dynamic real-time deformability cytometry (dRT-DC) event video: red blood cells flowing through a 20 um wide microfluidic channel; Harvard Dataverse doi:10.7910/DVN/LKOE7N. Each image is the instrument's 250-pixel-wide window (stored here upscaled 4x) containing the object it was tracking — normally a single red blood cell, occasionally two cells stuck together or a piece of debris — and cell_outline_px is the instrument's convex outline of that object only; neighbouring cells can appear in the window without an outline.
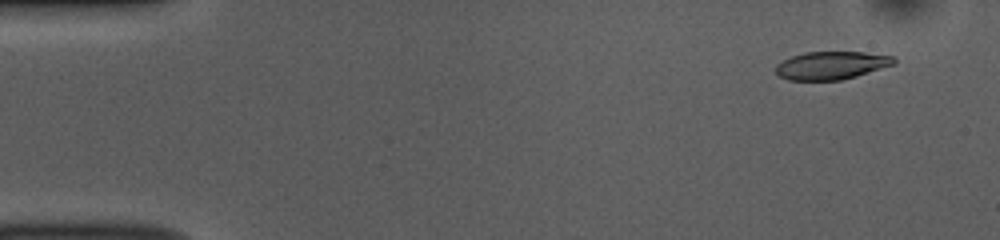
{"species": "common noctule bat (a hibernating species)", "species_latin": "Nyctalus noctula", "temperature_condition": "room temperature", "stored_images_in_passage": 49, "camera_frame_rate_fps": 3000, "um_per_image_px": 0.085, "animal": {"sex": "female", "body_mass_g": 10.0, "forearm_length_mm": 53.1}, "frame": {"image": 1, "passage_image": 1, "time_ms": 0.0, "image_size_px": [1000, 240], "cell_outline_px": [[896, 64], [856, 76], [840, 80], [788, 80], [780, 76], [776, 72], [776, 64], [792, 56], [804, 52], [864, 52], [896, 56]], "centroid_in_image_um": [70.7, 5.55], "position_along_channel_um": 14.3, "area_um2": 19.31}}
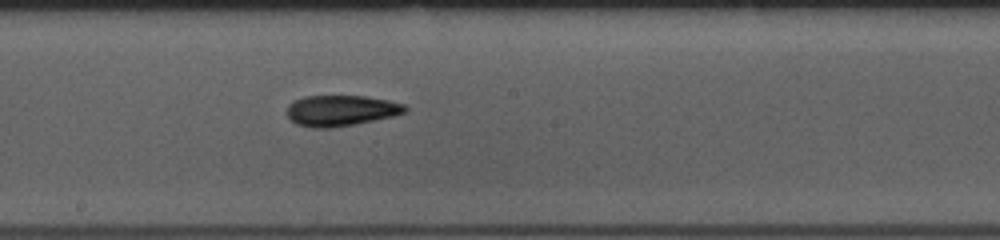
{"frame": {"image": 2, "passage_image": 25, "time_ms": 8.0, "image_size_px": [1000, 240], "cell_outline_px": [[408, 112], [392, 116], [356, 124], [332, 128], [312, 128], [296, 124], [288, 116], [288, 104], [292, 100], [304, 96], [364, 96], [388, 100], [404, 104], [408, 108]], "centroid_in_image_um": [28.98, 9.4], "position_along_channel_um": 219.2, "area_um2": 21.33}}
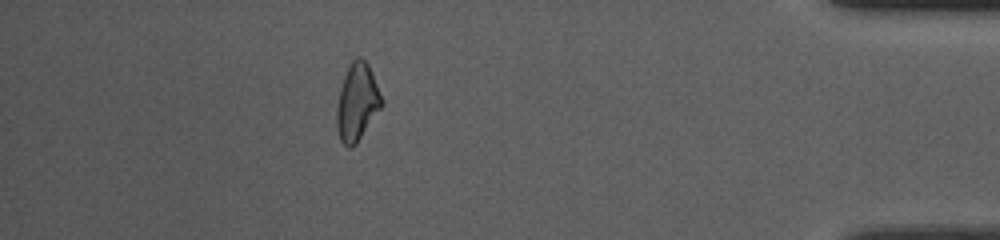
{"frame": {"image": 3, "passage_image": 43, "time_ms": 14.0, "image_size_px": [1000, 240], "cell_outline_px": [[384, 104], [356, 144], [352, 148], [348, 148], [340, 140], [336, 128], [336, 108], [340, 88], [344, 76], [352, 60], [356, 56], [360, 56], [368, 64], [384, 100]], "centroid_in_image_um": [30.35, 8.7], "position_along_channel_um": 404.8, "area_um2": 20.4}, "authors_computed_cell_mechanics": {"area_um2": 20.4034, "velocity_mm_per_s": 3.8781, "shape_relaxation_time_tau1_ms": 10.2646, "shape_relaxation_time_tau2_ms": 3.0995, "deformation_change_tau1": 0.2571, "deformation_change_tau2": 0.1154}}